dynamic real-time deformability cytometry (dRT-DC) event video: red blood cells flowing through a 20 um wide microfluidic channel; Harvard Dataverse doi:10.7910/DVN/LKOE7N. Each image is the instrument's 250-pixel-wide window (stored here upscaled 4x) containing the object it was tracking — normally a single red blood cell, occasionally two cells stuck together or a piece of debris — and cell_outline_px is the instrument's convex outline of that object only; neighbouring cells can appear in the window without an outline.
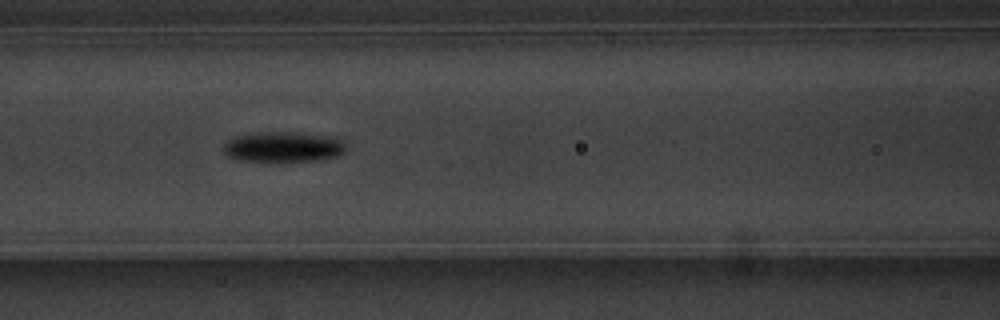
{"species": "common noctule bat (a hibernating species)", "species_latin": "Nyctalus noctula", "temperature_condition": "warm", "stored_images_in_passage": 7, "camera_frame_rate_fps": 3000, "um_per_image_px": 0.085, "animal": {"sex": "male", "body_mass_g": 20.1, "forearm_length_mm": 53.5}, "frame": {"image": 1, "passage_image": 7, "time_ms": 7.0, "image_size_px": [1000, 320], "cell_outline_px": [[344, 152], [336, 156], [316, 160], [240, 160], [228, 156], [224, 152], [224, 144], [232, 136], [260, 132], [296, 132], [328, 136], [340, 140], [344, 144]], "centroid_in_image_um": [24.02, 12.46], "position_along_channel_um": 142.6, "area_um2": 21.15}}